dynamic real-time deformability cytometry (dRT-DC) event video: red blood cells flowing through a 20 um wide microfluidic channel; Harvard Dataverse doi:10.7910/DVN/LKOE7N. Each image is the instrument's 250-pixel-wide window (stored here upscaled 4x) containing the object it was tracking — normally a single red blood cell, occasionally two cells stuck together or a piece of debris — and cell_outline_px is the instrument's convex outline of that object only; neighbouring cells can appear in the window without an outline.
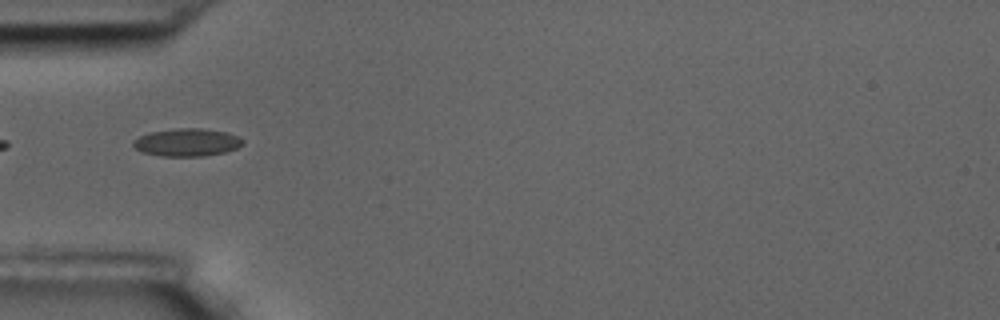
{"species": "common noctule bat (a hibernating species)", "species_latin": "Nyctalus noctula", "temperature_condition": "room temperature", "stored_images_in_passage": 40, "camera_frame_rate_fps": 3000, "um_per_image_px": 0.085, "animal": {"sex": "male", "body_mass_g": 17.5, "forearm_length_mm": 52.3}, "frame": {"image": 1, "passage_image": 1, "time_ms": 0.0, "image_size_px": [1000, 320], "cell_outline_px": [[244, 144], [236, 148], [224, 152], [204, 156], [160, 156], [144, 152], [136, 148], [132, 144], [132, 140], [148, 132], [176, 128], [200, 128], [224, 132], [236, 136], [244, 140]], "centroid_in_image_um": [15.87, 12.1], "position_along_channel_um": 69.1, "area_um2": 17.63}}
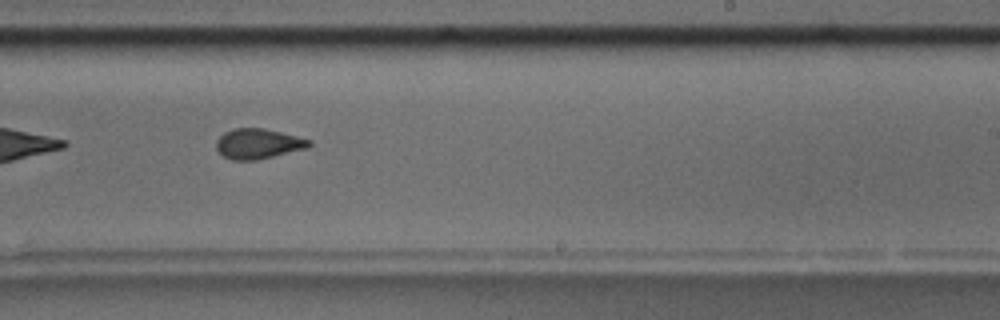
{"frame": {"image": 2, "passage_image": 18, "time_ms": 5.667, "image_size_px": [1000, 320], "cell_outline_px": [[312, 144], [308, 148], [256, 160], [232, 160], [224, 156], [216, 148], [216, 140], [224, 132], [232, 128], [264, 128], [312, 140]], "centroid_in_image_um": [21.94, 12.21], "position_along_channel_um": 267.1, "area_um2": 16.3}, "authors_computed_cell_mechanics": {"area_um2": 16.6464, "velocity_mm_per_s": 3.4944, "shape_relaxation_time_tau1_ms": 3.9678, "shape_relaxation_time_tau2_ms": 1.4863, "deformation_change_tau1": 0.137, "deformation_change_tau2": 0.0731}}